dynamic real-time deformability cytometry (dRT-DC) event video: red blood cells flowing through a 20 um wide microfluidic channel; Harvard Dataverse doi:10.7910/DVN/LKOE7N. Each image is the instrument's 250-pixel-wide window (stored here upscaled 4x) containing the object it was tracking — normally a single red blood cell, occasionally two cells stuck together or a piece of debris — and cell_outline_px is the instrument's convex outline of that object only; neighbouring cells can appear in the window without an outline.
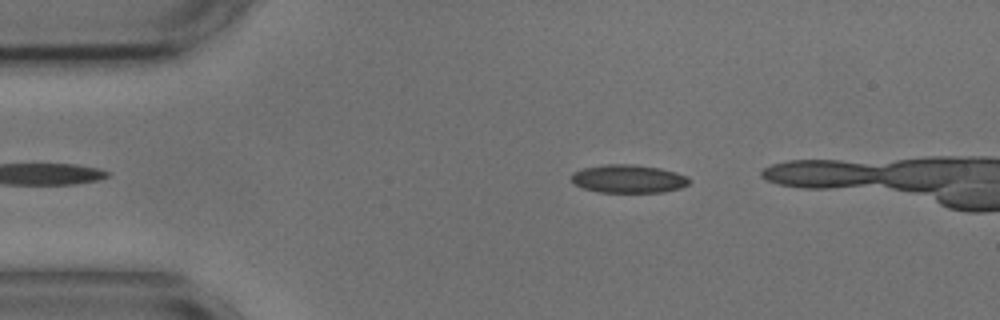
{"species": "common noctule bat (a hibernating species)", "species_latin": "Nyctalus noctula", "temperature_condition": "cold", "stored_images_in_passage": 9, "camera_frame_rate_fps": 3000, "um_per_image_px": 0.085, "animal": {"sex": "male", "body_mass_g": 17.9, "forearm_length_mm": 54.2}, "frame": {"image": 1, "passage_image": 4, "time_ms": 1.0, "image_size_px": [1000, 320], "cell_outline_px": [[692, 180], [688, 184], [680, 188], [664, 192], [600, 192], [584, 188], [576, 184], [572, 180], [572, 172], [584, 168], [604, 164], [632, 164], [660, 168], [676, 172], [688, 176]], "centroid_in_image_um": [53.46, 15.19], "position_along_channel_um": 31.5, "area_um2": 19.36}}